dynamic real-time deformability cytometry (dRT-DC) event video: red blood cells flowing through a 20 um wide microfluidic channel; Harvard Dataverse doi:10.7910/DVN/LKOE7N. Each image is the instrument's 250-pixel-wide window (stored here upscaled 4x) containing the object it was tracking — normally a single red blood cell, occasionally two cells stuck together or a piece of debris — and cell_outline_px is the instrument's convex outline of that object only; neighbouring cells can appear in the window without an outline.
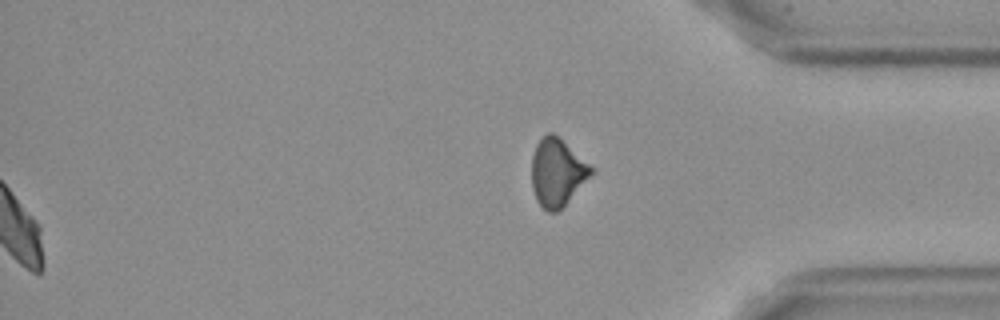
{"species": "Egyptian fruit bat (a non-hibernating species)", "species_latin": "Rousettus aegyptiacus", "temperature_condition": "cold", "stored_images_in_passage": 57, "segment_of_instrument_passage": [2, 2], "camera_frame_rate_fps": 3000, "um_per_image_px": 0.085, "frame": {"image": 1, "passage_image": 57, "time_ms": 18.667, "image_size_px": [1000, 320], "cell_outline_px": [[596, 172], [556, 212], [548, 212], [536, 200], [532, 188], [532, 156], [536, 144], [548, 132], [552, 132], [560, 136]], "centroid_in_image_um": [47.36, 14.63], "position_along_channel_um": 387.8, "area_um2": 23.29}}